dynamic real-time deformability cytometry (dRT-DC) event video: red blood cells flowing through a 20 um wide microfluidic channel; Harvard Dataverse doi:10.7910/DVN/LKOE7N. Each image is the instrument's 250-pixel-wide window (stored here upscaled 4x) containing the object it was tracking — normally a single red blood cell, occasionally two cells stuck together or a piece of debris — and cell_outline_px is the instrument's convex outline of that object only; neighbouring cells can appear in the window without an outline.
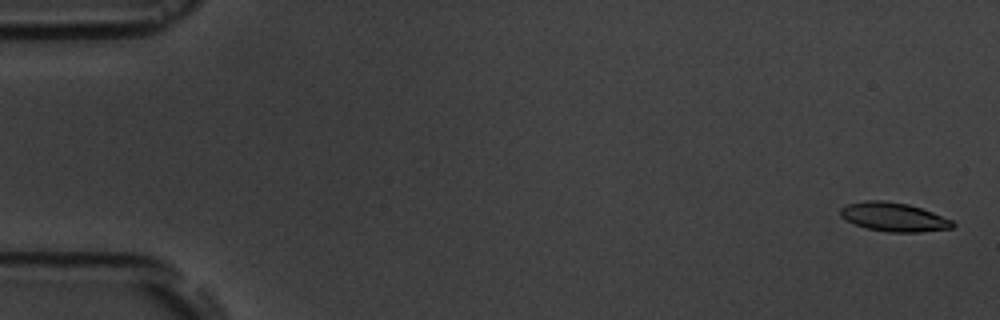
{"species": "common noctule bat (a hibernating species)", "species_latin": "Nyctalus noctula", "temperature_condition": "room temperature", "stored_images_in_passage": 5, "camera_frame_rate_fps": 3000, "um_per_image_px": 0.085, "animal": {"sex": "male", "body_mass_g": 19.5, "forearm_length_mm": 54.6}, "frame": {"image": 1, "passage_image": 1, "time_ms": 0.0, "image_size_px": [1000, 320], "cell_outline_px": [[956, 224], [952, 228], [920, 232], [888, 232], [868, 228], [844, 220], [840, 216], [840, 208], [848, 204], [868, 200], [884, 200], [908, 204], [932, 212], [952, 220]], "centroid_in_image_um": [75.96, 18.44], "position_along_channel_um": 9.0, "area_um2": 18.79}}